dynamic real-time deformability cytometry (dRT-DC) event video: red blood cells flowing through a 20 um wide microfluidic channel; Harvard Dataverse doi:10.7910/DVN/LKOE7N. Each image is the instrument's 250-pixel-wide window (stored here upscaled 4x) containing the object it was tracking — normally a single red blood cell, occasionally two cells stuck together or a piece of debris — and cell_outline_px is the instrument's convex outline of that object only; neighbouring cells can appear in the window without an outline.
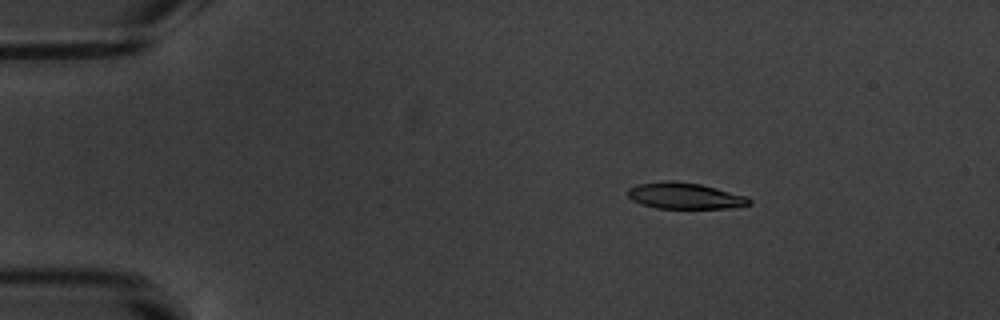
{"species": "common noctule bat (a hibernating species)", "species_latin": "Nyctalus noctula", "temperature_condition": "warm", "stored_images_in_passage": 6, "camera_frame_rate_fps": 3000, "um_per_image_px": 0.085, "animal": {"sex": "male", "body_mass_g": 20.1, "forearm_length_mm": 53.5}, "frame": {"image": 1, "passage_image": 3, "time_ms": 2.333, "image_size_px": [1000, 320], "cell_outline_px": [[752, 204], [728, 208], [656, 208], [640, 204], [632, 200], [628, 196], [628, 188], [636, 184], [664, 180], [672, 180], [700, 184], [748, 196], [752, 200]], "centroid_in_image_um": [58.2, 16.64], "position_along_channel_um": 26.8, "area_um2": 18.73}}
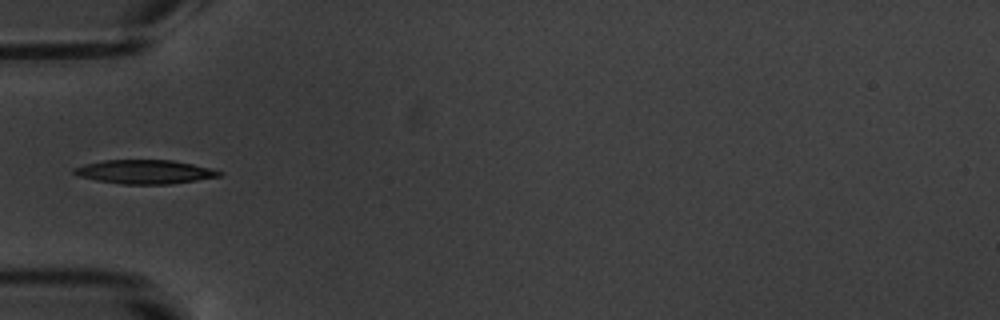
{"frame": {"image": 2, "passage_image": 6, "time_ms": 5.667, "image_size_px": [1000, 320], "cell_outline_px": [[224, 172], [220, 176], [196, 180], [168, 184], [120, 184], [96, 180], [80, 176], [72, 172], [72, 168], [84, 164], [104, 160], [172, 160], [212, 168]], "centroid_in_image_um": [12.29, 14.6], "position_along_channel_um": 72.7, "area_um2": 20.17}}